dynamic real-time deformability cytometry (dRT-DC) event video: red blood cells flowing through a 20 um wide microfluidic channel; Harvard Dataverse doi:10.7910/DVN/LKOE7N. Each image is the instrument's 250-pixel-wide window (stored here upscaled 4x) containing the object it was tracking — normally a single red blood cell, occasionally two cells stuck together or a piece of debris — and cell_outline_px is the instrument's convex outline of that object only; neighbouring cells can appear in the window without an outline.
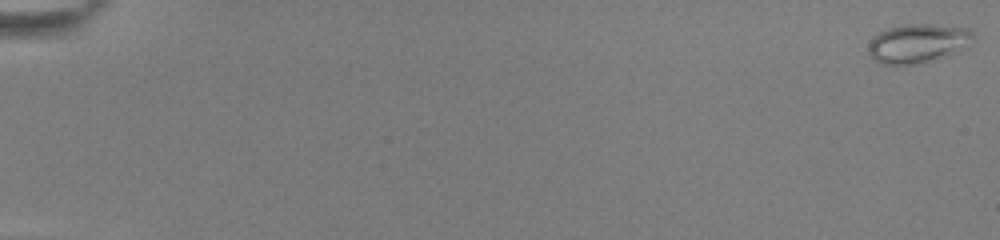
{"species": "common noctule bat (a hibernating species)", "species_latin": "Nyctalus noctula", "temperature_condition": "room temperature", "stored_images_in_passage": 55, "camera_frame_rate_fps": 3000, "um_per_image_px": 0.085, "animal": {"sex": "female", "body_mass_g": 22.0, "forearm_length_mm": 56.7}, "frame": {"image": 1, "passage_image": 1, "time_ms": 0.0, "image_size_px": [1000, 240], "cell_outline_px": [[976, 36], [948, 52], [928, 60], [916, 64], [880, 64], [868, 52], [868, 44], [880, 32], [888, 28], [904, 24], [932, 24], [968, 28]], "centroid_in_image_um": [77.89, 3.64], "position_along_channel_um": 7.1, "area_um2": 22.54}}
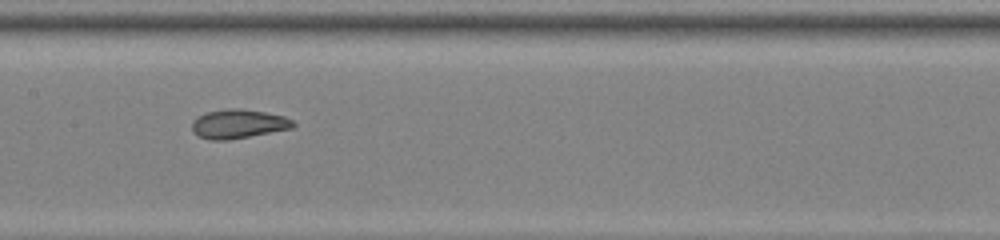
{"frame": {"image": 2, "passage_image": 30, "time_ms": 9.667, "image_size_px": [1000, 240], "cell_outline_px": [[296, 124], [292, 128], [228, 140], [212, 140], [200, 136], [192, 132], [192, 120], [196, 116], [208, 112], [228, 108], [240, 108], [264, 112], [284, 116], [292, 120]], "centroid_in_image_um": [20.23, 10.52], "position_along_channel_um": 187.2, "area_um2": 17.05}}
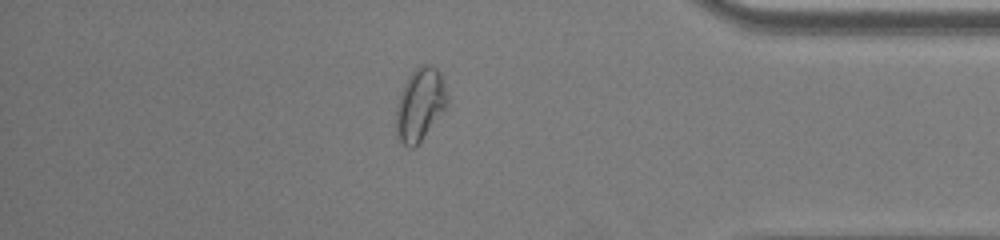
{"frame": {"image": 3, "passage_image": 48, "time_ms": 15.667, "image_size_px": [1000, 240], "cell_outline_px": [[448, 104], [416, 148], [408, 148], [396, 136], [396, 108], [400, 92], [408, 76], [420, 64], [432, 64], [440, 72], [448, 96]], "centroid_in_image_um": [35.7, 8.88], "position_along_channel_um": 399.5, "area_um2": 21.85}, "authors_computed_cell_mechanics": {"area_um2": 19.941, "velocity_mm_per_s": 3.8838, "shape_relaxation_time_tau1_ms": null, "shape_relaxation_time_tau2_ms": 1.2513, "deformation_change_tau1": null, "deformation_change_tau2": 0.0564}}